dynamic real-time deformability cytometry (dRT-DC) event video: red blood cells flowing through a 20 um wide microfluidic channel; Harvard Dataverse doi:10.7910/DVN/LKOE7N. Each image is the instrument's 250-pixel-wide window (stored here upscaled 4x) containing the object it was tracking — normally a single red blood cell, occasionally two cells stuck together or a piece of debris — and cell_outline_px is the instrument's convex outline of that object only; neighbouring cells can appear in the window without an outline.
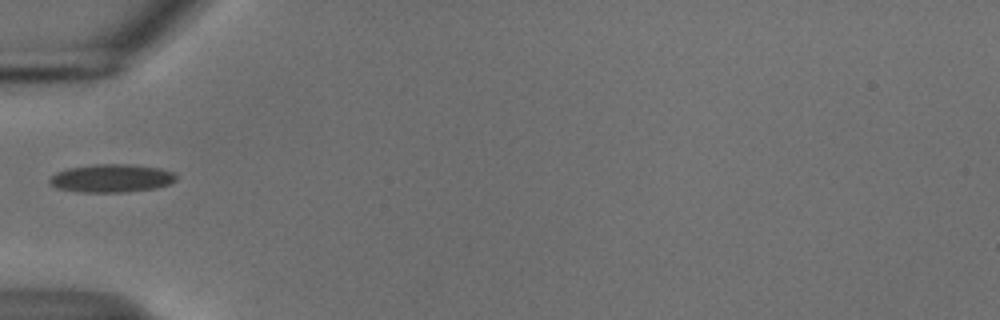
{"species": "common noctule bat (a hibernating species)", "species_latin": "Nyctalus noctula", "temperature_condition": "cold", "stored_images_in_passage": 36, "camera_frame_rate_fps": 3000, "um_per_image_px": 0.085, "animal": {"sex": "male", "body_mass_g": 18.8}, "frame": {"image": 1, "passage_image": 1, "time_ms": 0.0, "image_size_px": [1000, 320], "cell_outline_px": [[176, 180], [168, 184], [156, 188], [124, 192], [80, 192], [56, 188], [48, 180], [56, 172], [68, 168], [92, 164], [128, 164], [160, 168], [172, 172], [176, 176]], "centroid_in_image_um": [9.46, 15.15], "position_along_channel_um": 75.5, "area_um2": 20.69}}
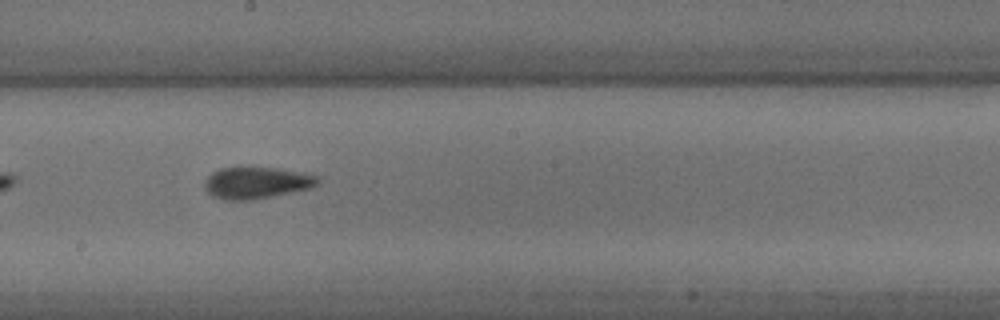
{"frame": {"image": 2, "passage_image": 13, "time_ms": 4.0, "image_size_px": [1000, 320], "cell_outline_px": [[320, 180], [312, 188], [252, 200], [224, 200], [212, 196], [208, 192], [204, 184], [204, 180], [212, 172], [220, 168], [276, 168], [316, 176]], "centroid_in_image_um": [21.76, 15.55], "position_along_channel_um": 226.4, "area_um2": 20.58}}
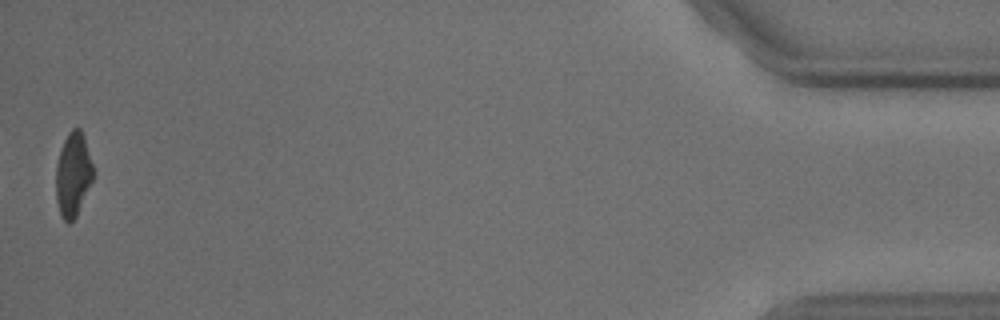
{"frame": {"image": 3, "passage_image": 36, "time_ms": 11.667, "image_size_px": [1000, 320], "cell_outline_px": [[92, 180], [76, 216], [68, 224], [60, 216], [56, 200], [56, 164], [60, 148], [68, 132], [72, 128], [80, 128], [84, 136], [92, 164]], "centroid_in_image_um": [6.18, 14.82], "position_along_channel_um": 429.0, "area_um2": 18.09}, "authors_computed_cell_mechanics": {"area_um2": 19.652, "velocity_mm_per_s": 3.7548, "shape_relaxation_time_tau1_ms": 3.1702, "shape_relaxation_time_tau2_ms": 2.2141, "deformation_change_tau1": 0.127, "deformation_change_tau2": 0.0921}}